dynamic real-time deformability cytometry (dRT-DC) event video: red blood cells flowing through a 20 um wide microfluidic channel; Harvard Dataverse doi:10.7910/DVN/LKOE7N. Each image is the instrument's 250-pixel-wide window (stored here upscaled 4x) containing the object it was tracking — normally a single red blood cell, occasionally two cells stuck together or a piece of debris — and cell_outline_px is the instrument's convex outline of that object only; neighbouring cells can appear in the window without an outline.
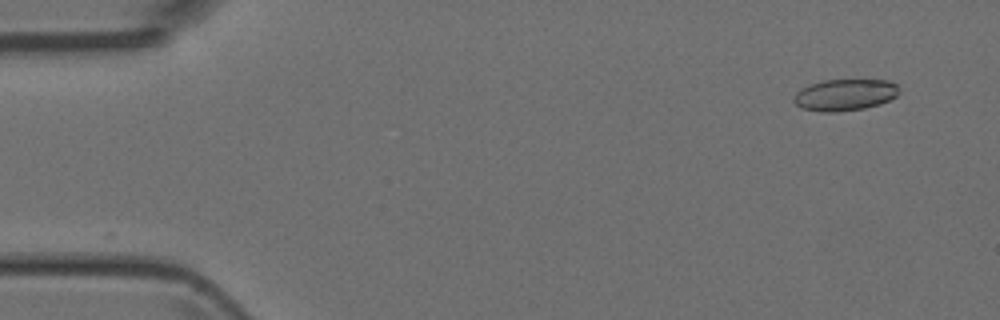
{"species": "Egyptian fruit bat (a non-hibernating species)", "species_latin": "Rousettus aegyptiacus", "temperature_condition": "room temperature", "stored_images_in_passage": 2, "camera_frame_rate_fps": 3000, "um_per_image_px": 0.085, "animal": {"sex": "female"}, "frame": {"image": 1, "passage_image": 2, "time_ms": 1.0, "image_size_px": [1000, 320], "cell_outline_px": [[900, 92], [896, 96], [880, 104], [864, 108], [836, 112], [820, 112], [800, 108], [792, 100], [796, 92], [800, 88], [808, 84], [824, 80], [888, 80], [896, 84]], "centroid_in_image_um": [71.77, 8.06], "position_along_channel_um": 13.2, "area_um2": 19.54}}